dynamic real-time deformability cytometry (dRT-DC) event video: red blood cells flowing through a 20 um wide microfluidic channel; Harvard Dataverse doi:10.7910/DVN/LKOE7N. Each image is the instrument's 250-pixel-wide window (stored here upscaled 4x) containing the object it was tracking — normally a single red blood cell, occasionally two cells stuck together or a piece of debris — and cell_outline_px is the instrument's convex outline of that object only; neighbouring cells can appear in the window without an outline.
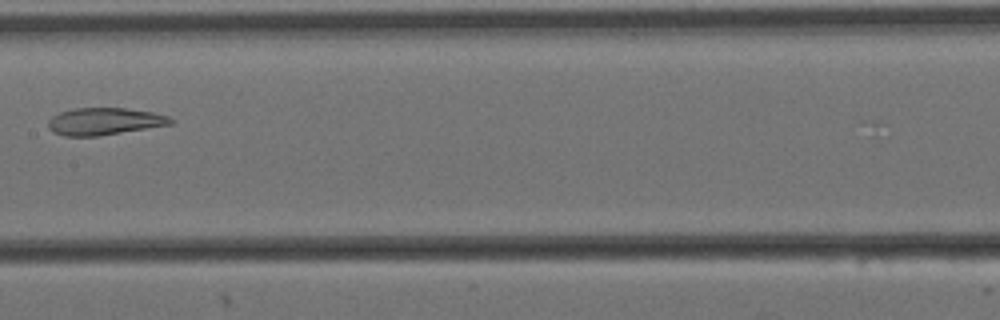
{"species": "Egyptian fruit bat (a non-hibernating species)", "species_latin": "Rousettus aegyptiacus", "temperature_condition": "cold", "stored_images_in_passage": 5, "camera_frame_rate_fps": 3000, "um_per_image_px": 0.085, "animal": {"sex": "female"}, "frame": {"image": 1, "passage_image": 4, "time_ms": 1.0, "image_size_px": [1000, 320], "cell_outline_px": [[176, 120], [172, 124], [96, 136], [64, 136], [52, 132], [48, 128], [48, 120], [52, 116], [60, 112], [76, 108], [124, 108], [152, 112], [168, 116]], "centroid_in_image_um": [8.85, 10.31], "position_along_channel_um": 198.5, "area_um2": 19.31}}
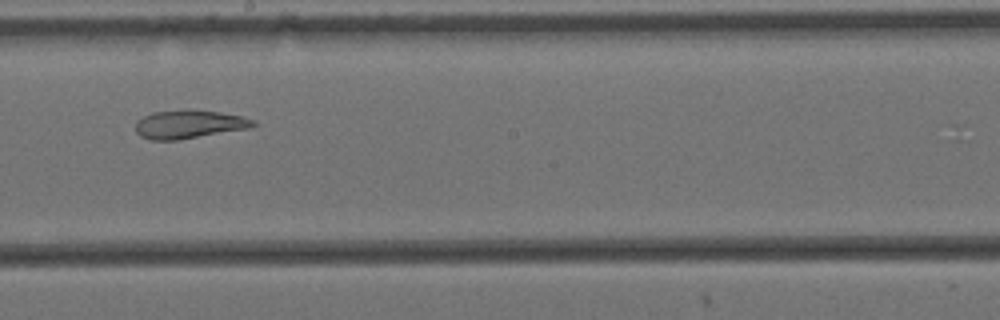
{"frame": {"image": 2, "passage_image": 5, "time_ms": 1.333, "image_size_px": [1000, 320], "cell_outline_px": [[256, 124], [252, 128], [176, 140], [152, 140], [140, 136], [136, 132], [136, 120], [152, 112], [188, 108], [220, 112], [240, 116], [256, 120]], "centroid_in_image_um": [16.07, 10.54], "position_along_channel_um": 232.1, "area_um2": 19.77}}